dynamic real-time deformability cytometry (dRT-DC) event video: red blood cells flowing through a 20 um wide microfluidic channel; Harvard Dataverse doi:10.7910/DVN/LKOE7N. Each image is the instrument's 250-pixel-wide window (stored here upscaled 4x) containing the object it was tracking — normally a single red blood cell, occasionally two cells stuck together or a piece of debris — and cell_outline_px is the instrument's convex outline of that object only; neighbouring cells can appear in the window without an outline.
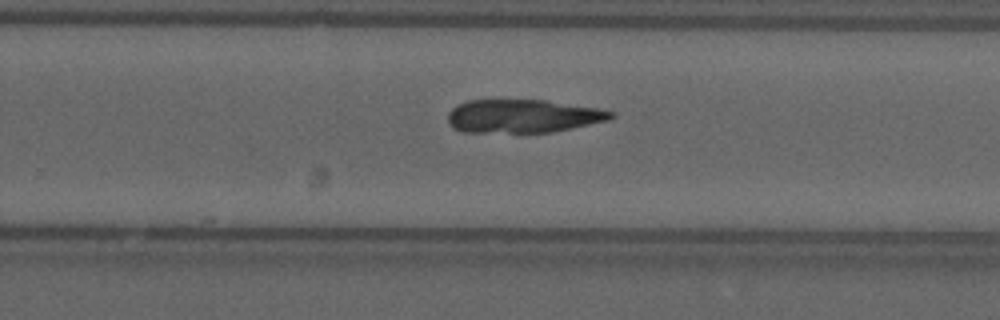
{"species": "common noctule bat (a hibernating species)", "species_latin": "Nyctalus noctula", "temperature_condition": "cold", "stored_images_in_passage": 49, "camera_frame_rate_fps": 3000, "um_per_image_px": 0.085, "animal": {"sex": "male", "forearm_length_mm": 52.5}, "frame": {"image": 1, "passage_image": 35, "time_ms": 11.333, "image_size_px": [1000, 320], "cell_outline_px": [[616, 116], [608, 120], [572, 128], [552, 132], [464, 132], [452, 128], [448, 124], [448, 112], [456, 104], [468, 100], [544, 100], [596, 108], [616, 112]], "centroid_in_image_um": [44.41, 9.87], "position_along_channel_um": 285.4, "area_um2": 31.73}}